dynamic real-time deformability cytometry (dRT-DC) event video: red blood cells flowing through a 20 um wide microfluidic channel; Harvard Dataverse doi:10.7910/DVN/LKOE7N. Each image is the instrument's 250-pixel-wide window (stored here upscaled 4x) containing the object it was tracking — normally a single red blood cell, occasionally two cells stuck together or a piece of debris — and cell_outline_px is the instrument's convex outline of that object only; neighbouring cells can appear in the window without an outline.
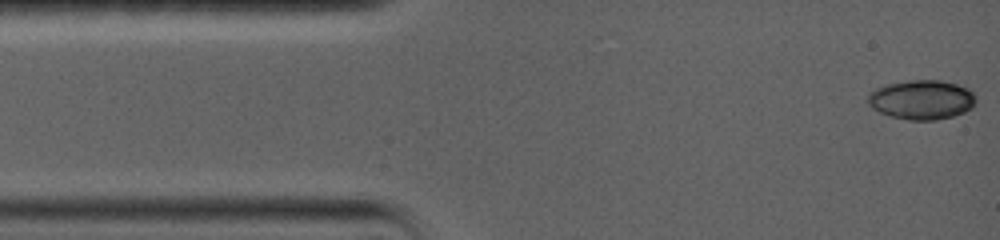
{"species": "common noctule bat (a hibernating species)", "species_latin": "Nyctalus noctula", "temperature_condition": "warm", "stored_images_in_passage": 99, "camera_frame_rate_fps": 5000, "um_per_image_px": 0.085, "animal": {"sex": "female", "body_mass_g": 19.0, "forearm_length_mm": 56.7}, "frame": {"image": 1, "passage_image": 1, "time_ms": 0.0, "image_size_px": [1000, 240], "cell_outline_px": [[976, 104], [972, 108], [964, 112], [952, 116], [936, 120], [908, 120], [888, 116], [872, 108], [864, 100], [868, 92], [876, 88], [888, 84], [912, 80], [940, 80], [956, 84], [968, 88], [972, 92], [976, 100]], "centroid_in_image_um": [78.3, 8.48], "position_along_channel_um": 6.7, "area_um2": 25.09}}
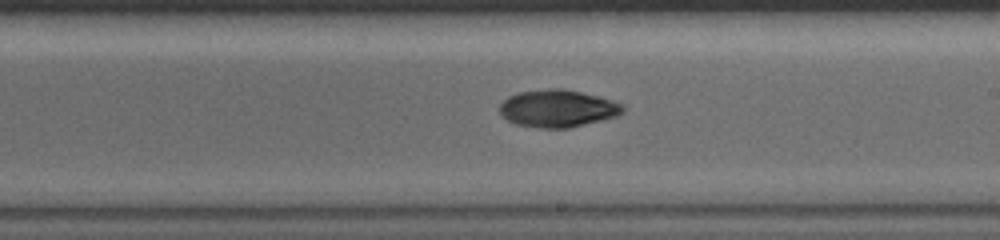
{"frame": {"image": 2, "passage_image": 41, "time_ms": 8.2, "image_size_px": [1000, 240], "cell_outline_px": [[624, 112], [616, 116], [568, 128], [540, 128], [516, 124], [500, 116], [500, 104], [508, 96], [516, 92], [548, 88], [564, 88], [612, 100], [624, 104]], "centroid_in_image_um": [47.37, 9.21], "position_along_channel_um": 241.6, "area_um2": 26.88}}
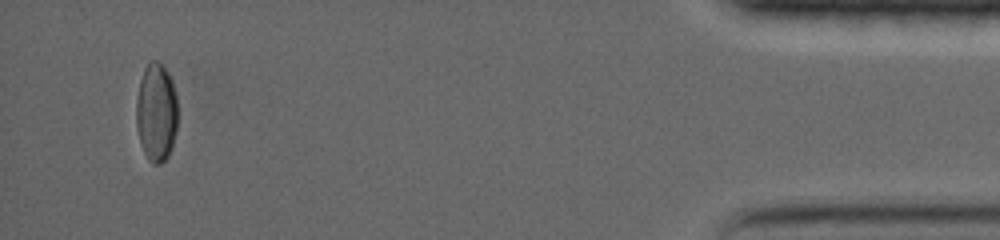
{"frame": {"image": 3, "passage_image": 94, "time_ms": 15.4, "image_size_px": [1000, 240], "cell_outline_px": [[176, 128], [172, 148], [168, 156], [160, 164], [152, 164], [148, 160], [140, 144], [136, 128], [136, 96], [140, 80], [144, 68], [148, 60], [156, 60], [168, 72], [172, 80], [176, 96]], "centroid_in_image_um": [13.26, 9.55], "position_along_channel_um": 421.9, "area_um2": 24.04}, "authors_computed_cell_mechanics": {"area_um2": 24.9118, "velocity_mm_per_s": 3.8177, "shape_relaxation_time_tau1_ms": 5.9865, "shape_relaxation_time_tau2_ms": 7.4987, "deformation_change_tau1": 0.2097, "deformation_change_tau2": 0.0731}}